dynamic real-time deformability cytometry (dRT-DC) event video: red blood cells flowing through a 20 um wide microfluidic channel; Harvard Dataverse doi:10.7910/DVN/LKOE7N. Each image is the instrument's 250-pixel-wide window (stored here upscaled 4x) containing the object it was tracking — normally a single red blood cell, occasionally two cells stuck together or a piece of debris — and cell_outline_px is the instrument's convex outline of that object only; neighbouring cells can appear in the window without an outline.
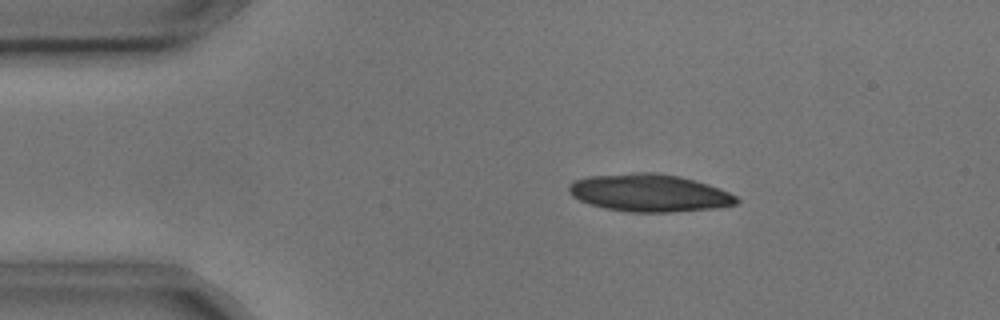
{"species": "common noctule bat (a hibernating species)", "species_latin": "Nyctalus noctula", "temperature_condition": "cold", "stored_images_in_passage": 2, "camera_frame_rate_fps": 3000, "um_per_image_px": 0.085, "animal": {"sex": "male", "body_mass_g": 17.9, "forearm_length_mm": 54.2}, "frame": {"image": 1, "passage_image": 1, "time_ms": 0.0, "image_size_px": [1000, 320], "cell_outline_px": [[740, 200], [736, 204], [716, 208], [672, 212], [628, 212], [604, 208], [580, 200], [572, 196], [568, 192], [568, 184], [572, 180], [588, 176], [632, 172], [656, 172], [680, 176], [708, 184], [720, 188], [736, 196]], "centroid_in_image_um": [55.17, 16.38], "position_along_channel_um": 29.8, "area_um2": 36.99}}